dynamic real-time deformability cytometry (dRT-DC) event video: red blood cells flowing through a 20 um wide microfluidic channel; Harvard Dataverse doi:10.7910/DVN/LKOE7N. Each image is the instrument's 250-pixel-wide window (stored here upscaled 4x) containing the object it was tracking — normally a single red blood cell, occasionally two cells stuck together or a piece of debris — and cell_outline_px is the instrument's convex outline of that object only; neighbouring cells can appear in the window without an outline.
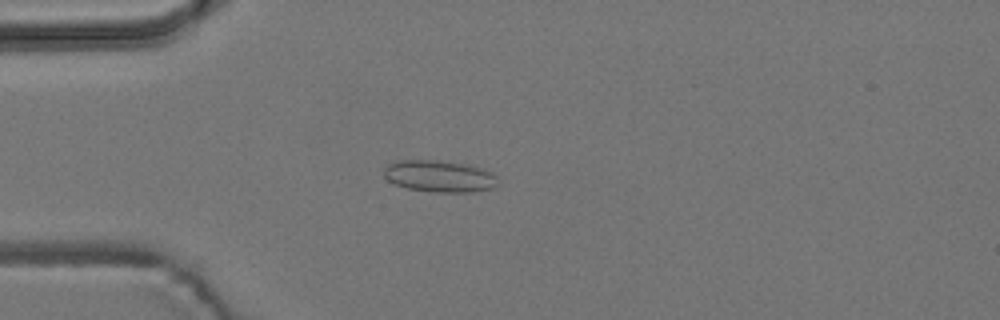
{"species": "common noctule bat (a hibernating species)", "species_latin": "Nyctalus noctula", "temperature_condition": "room temperature", "stored_images_in_passage": 5, "camera_frame_rate_fps": 3000, "um_per_image_px": 0.085, "animal": {"sex": "male", "body_mass_g": 19.2, "forearm_length_mm": 51.8}, "frame": {"image": 1, "passage_image": 5, "time_ms": 4.333, "image_size_px": [1000, 320], "cell_outline_px": [[496, 184], [492, 188], [472, 192], [436, 192], [408, 188], [396, 184], [388, 180], [384, 176], [384, 168], [388, 164], [396, 160], [436, 160], [468, 164], [484, 168], [492, 172], [496, 176]], "centroid_in_image_um": [37.35, 14.96], "position_along_channel_um": 47.6, "area_um2": 21.1}}